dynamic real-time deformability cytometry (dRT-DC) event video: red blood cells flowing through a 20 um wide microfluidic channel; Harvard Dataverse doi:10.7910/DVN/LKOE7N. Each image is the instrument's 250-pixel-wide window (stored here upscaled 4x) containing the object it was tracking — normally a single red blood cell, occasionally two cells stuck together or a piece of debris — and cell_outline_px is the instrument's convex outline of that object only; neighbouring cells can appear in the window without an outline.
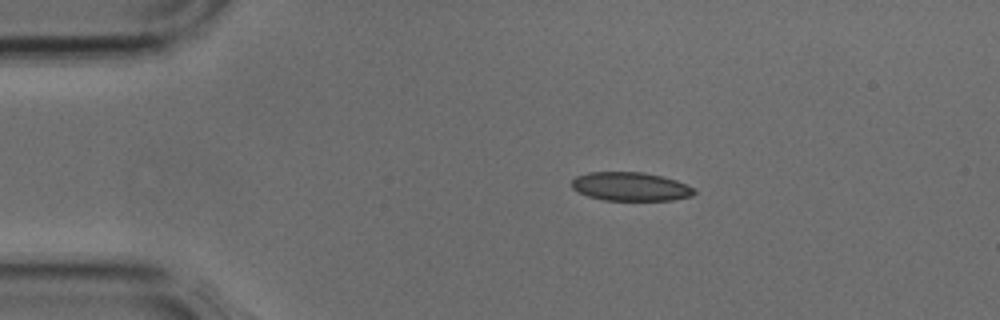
{"species": "common noctule bat (a hibernating species)", "species_latin": "Nyctalus noctula", "temperature_condition": "cold", "stored_images_in_passage": 2, "camera_frame_rate_fps": 3000, "um_per_image_px": 0.085, "animal": {"sex": "male", "body_mass_g": 17.9, "forearm_length_mm": 54.2}, "frame": {"image": 1, "passage_image": 1, "time_ms": 0.0, "image_size_px": [1000, 320], "cell_outline_px": [[696, 192], [692, 196], [672, 200], [604, 200], [588, 196], [572, 188], [572, 180], [576, 176], [588, 172], [644, 172], [664, 176], [676, 180], [692, 188]], "centroid_in_image_um": [53.59, 15.85], "position_along_channel_um": 31.4, "area_um2": 20.4}}
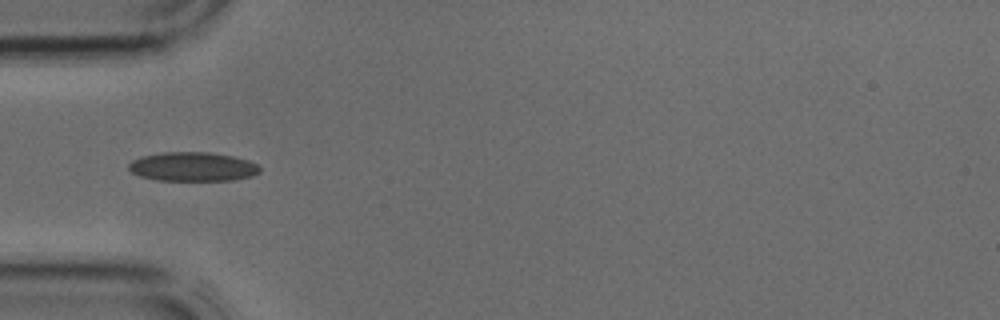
{"frame": {"image": 2, "passage_image": 2, "time_ms": 0.333, "image_size_px": [1000, 320], "cell_outline_px": [[260, 172], [252, 176], [232, 180], [156, 180], [140, 176], [132, 172], [128, 168], [128, 164], [132, 160], [140, 156], [164, 152], [208, 152], [232, 156], [248, 160], [256, 164], [260, 168]], "centroid_in_image_um": [16.36, 14.16], "position_along_channel_um": 68.6, "area_um2": 22.2}}